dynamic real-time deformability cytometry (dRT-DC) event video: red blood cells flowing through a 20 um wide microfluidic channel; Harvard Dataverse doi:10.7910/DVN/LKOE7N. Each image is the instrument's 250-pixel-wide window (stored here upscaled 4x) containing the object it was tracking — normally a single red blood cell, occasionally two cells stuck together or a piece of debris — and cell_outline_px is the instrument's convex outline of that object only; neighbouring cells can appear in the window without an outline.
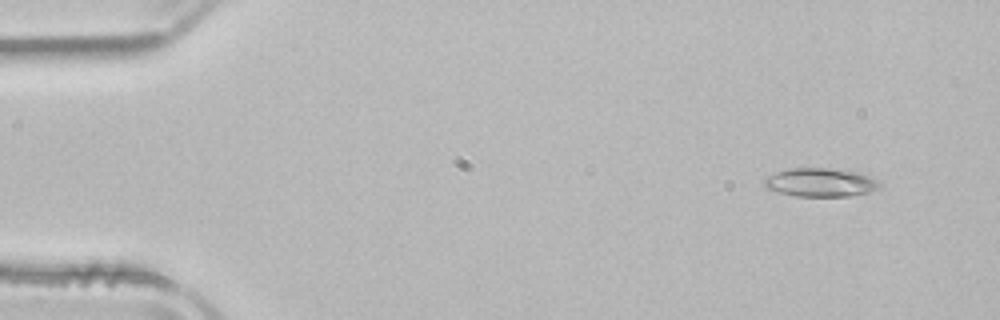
{"species": "common noctule bat (a hibernating species)", "species_latin": "Nyctalus noctula", "temperature_condition": "room temperature", "stored_images_in_passage": 48, "camera_frame_rate_fps": 3000, "um_per_image_px": 0.085, "animal": {"sex": "male", "body_mass_g": 21.5, "forearm_length_mm": 52.0}, "frame": {"image": 1, "passage_image": 1, "time_ms": 0.0, "image_size_px": [1000, 320], "cell_outline_px": [[880, 184], [876, 188], [868, 192], [848, 196], [796, 196], [780, 192], [768, 188], [764, 184], [764, 180], [768, 176], [776, 172], [788, 168], [824, 168], [860, 172], [880, 180]], "centroid_in_image_um": [69.76, 15.49], "position_along_channel_um": 15.2, "area_um2": 19.02}}
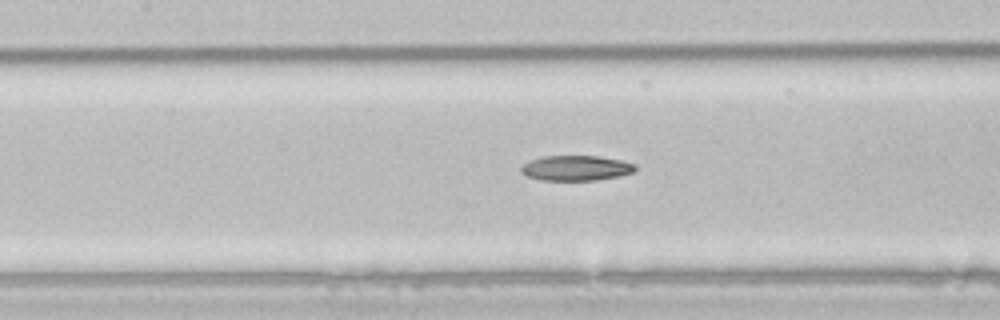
{"frame": {"image": 2, "passage_image": 20, "time_ms": 6.333, "image_size_px": [1000, 320], "cell_outline_px": [[636, 172], [620, 176], [596, 180], [540, 180], [524, 176], [520, 172], [520, 168], [524, 164], [532, 160], [544, 156], [596, 156], [620, 160], [636, 164]], "centroid_in_image_um": [48.97, 14.29], "position_along_channel_um": 158.4, "area_um2": 16.82}}
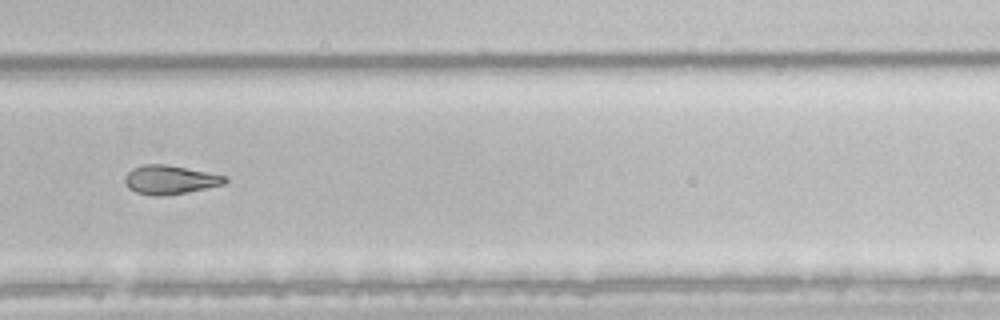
{"frame": {"image": 3, "passage_image": 32, "time_ms": 10.333, "image_size_px": [1000, 320], "cell_outline_px": [[228, 180], [224, 184], [208, 188], [188, 192], [164, 196], [152, 196], [136, 192], [128, 188], [124, 180], [124, 176], [132, 168], [144, 164], [164, 164], [224, 176]], "centroid_in_image_um": [14.39, 15.29], "position_along_channel_um": 315.4, "area_um2": 16.7}}